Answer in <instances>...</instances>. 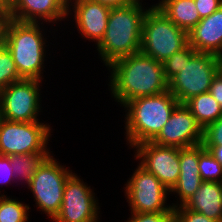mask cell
<instances>
[{"instance_id": "1", "label": "cell", "mask_w": 222, "mask_h": 222, "mask_svg": "<svg viewBox=\"0 0 222 222\" xmlns=\"http://www.w3.org/2000/svg\"><path fill=\"white\" fill-rule=\"evenodd\" d=\"M108 68L111 95L123 106L134 98L168 90L163 63L141 51L114 61Z\"/></svg>"}, {"instance_id": "2", "label": "cell", "mask_w": 222, "mask_h": 222, "mask_svg": "<svg viewBox=\"0 0 222 222\" xmlns=\"http://www.w3.org/2000/svg\"><path fill=\"white\" fill-rule=\"evenodd\" d=\"M149 9L142 8L140 0L111 8L105 35L97 45L106 67L120 58L140 52L143 21Z\"/></svg>"}, {"instance_id": "3", "label": "cell", "mask_w": 222, "mask_h": 222, "mask_svg": "<svg viewBox=\"0 0 222 222\" xmlns=\"http://www.w3.org/2000/svg\"><path fill=\"white\" fill-rule=\"evenodd\" d=\"M179 101L169 91L134 98L124 107L127 143L133 148L142 142L152 141L169 120Z\"/></svg>"}, {"instance_id": "4", "label": "cell", "mask_w": 222, "mask_h": 222, "mask_svg": "<svg viewBox=\"0 0 222 222\" xmlns=\"http://www.w3.org/2000/svg\"><path fill=\"white\" fill-rule=\"evenodd\" d=\"M42 23L9 18L5 25L3 44L12 54L17 71L24 79H43L46 38L39 26Z\"/></svg>"}, {"instance_id": "5", "label": "cell", "mask_w": 222, "mask_h": 222, "mask_svg": "<svg viewBox=\"0 0 222 222\" xmlns=\"http://www.w3.org/2000/svg\"><path fill=\"white\" fill-rule=\"evenodd\" d=\"M187 44L188 33L152 5L144 17L140 51L163 63Z\"/></svg>"}, {"instance_id": "6", "label": "cell", "mask_w": 222, "mask_h": 222, "mask_svg": "<svg viewBox=\"0 0 222 222\" xmlns=\"http://www.w3.org/2000/svg\"><path fill=\"white\" fill-rule=\"evenodd\" d=\"M218 72L217 55L193 50L183 59L180 72L168 82V90L185 104L190 98L209 92Z\"/></svg>"}, {"instance_id": "7", "label": "cell", "mask_w": 222, "mask_h": 222, "mask_svg": "<svg viewBox=\"0 0 222 222\" xmlns=\"http://www.w3.org/2000/svg\"><path fill=\"white\" fill-rule=\"evenodd\" d=\"M72 170L64 168L50 155L31 179L30 191L38 208L52 220L58 215L63 202L65 183Z\"/></svg>"}, {"instance_id": "8", "label": "cell", "mask_w": 222, "mask_h": 222, "mask_svg": "<svg viewBox=\"0 0 222 222\" xmlns=\"http://www.w3.org/2000/svg\"><path fill=\"white\" fill-rule=\"evenodd\" d=\"M50 125L3 119L0 124V155L51 153L47 149Z\"/></svg>"}, {"instance_id": "9", "label": "cell", "mask_w": 222, "mask_h": 222, "mask_svg": "<svg viewBox=\"0 0 222 222\" xmlns=\"http://www.w3.org/2000/svg\"><path fill=\"white\" fill-rule=\"evenodd\" d=\"M125 185L131 213L174 212L165 204L170 191L140 164Z\"/></svg>"}, {"instance_id": "10", "label": "cell", "mask_w": 222, "mask_h": 222, "mask_svg": "<svg viewBox=\"0 0 222 222\" xmlns=\"http://www.w3.org/2000/svg\"><path fill=\"white\" fill-rule=\"evenodd\" d=\"M38 79H21L0 91L3 119L18 122L38 121L40 108V82Z\"/></svg>"}, {"instance_id": "11", "label": "cell", "mask_w": 222, "mask_h": 222, "mask_svg": "<svg viewBox=\"0 0 222 222\" xmlns=\"http://www.w3.org/2000/svg\"><path fill=\"white\" fill-rule=\"evenodd\" d=\"M63 202L55 222H97L98 202L82 179L73 173L66 181Z\"/></svg>"}, {"instance_id": "12", "label": "cell", "mask_w": 222, "mask_h": 222, "mask_svg": "<svg viewBox=\"0 0 222 222\" xmlns=\"http://www.w3.org/2000/svg\"><path fill=\"white\" fill-rule=\"evenodd\" d=\"M134 148L136 159H141L140 165L170 191L180 174V148L160 146L152 141L142 142Z\"/></svg>"}, {"instance_id": "13", "label": "cell", "mask_w": 222, "mask_h": 222, "mask_svg": "<svg viewBox=\"0 0 222 222\" xmlns=\"http://www.w3.org/2000/svg\"><path fill=\"white\" fill-rule=\"evenodd\" d=\"M152 142L180 149L196 146L203 142V129L190 109L185 104L179 103Z\"/></svg>"}, {"instance_id": "14", "label": "cell", "mask_w": 222, "mask_h": 222, "mask_svg": "<svg viewBox=\"0 0 222 222\" xmlns=\"http://www.w3.org/2000/svg\"><path fill=\"white\" fill-rule=\"evenodd\" d=\"M73 1L69 2L68 10L70 11L68 13L71 12L70 7L72 6L78 31L83 37L98 45L105 35L111 8L92 0Z\"/></svg>"}, {"instance_id": "15", "label": "cell", "mask_w": 222, "mask_h": 222, "mask_svg": "<svg viewBox=\"0 0 222 222\" xmlns=\"http://www.w3.org/2000/svg\"><path fill=\"white\" fill-rule=\"evenodd\" d=\"M68 0H13L9 18L21 22H56L69 15Z\"/></svg>"}, {"instance_id": "16", "label": "cell", "mask_w": 222, "mask_h": 222, "mask_svg": "<svg viewBox=\"0 0 222 222\" xmlns=\"http://www.w3.org/2000/svg\"><path fill=\"white\" fill-rule=\"evenodd\" d=\"M188 43L197 52L217 56L222 52V6L188 32Z\"/></svg>"}, {"instance_id": "17", "label": "cell", "mask_w": 222, "mask_h": 222, "mask_svg": "<svg viewBox=\"0 0 222 222\" xmlns=\"http://www.w3.org/2000/svg\"><path fill=\"white\" fill-rule=\"evenodd\" d=\"M182 206L222 222V182L203 181L199 189Z\"/></svg>"}, {"instance_id": "18", "label": "cell", "mask_w": 222, "mask_h": 222, "mask_svg": "<svg viewBox=\"0 0 222 222\" xmlns=\"http://www.w3.org/2000/svg\"><path fill=\"white\" fill-rule=\"evenodd\" d=\"M155 6L187 33L201 20L194 0H162Z\"/></svg>"}, {"instance_id": "19", "label": "cell", "mask_w": 222, "mask_h": 222, "mask_svg": "<svg viewBox=\"0 0 222 222\" xmlns=\"http://www.w3.org/2000/svg\"><path fill=\"white\" fill-rule=\"evenodd\" d=\"M185 105L203 130L222 116V107L210 92L190 98Z\"/></svg>"}, {"instance_id": "20", "label": "cell", "mask_w": 222, "mask_h": 222, "mask_svg": "<svg viewBox=\"0 0 222 222\" xmlns=\"http://www.w3.org/2000/svg\"><path fill=\"white\" fill-rule=\"evenodd\" d=\"M50 155V153L10 155L11 167L15 178L25 180V183L29 186L35 172Z\"/></svg>"}, {"instance_id": "21", "label": "cell", "mask_w": 222, "mask_h": 222, "mask_svg": "<svg viewBox=\"0 0 222 222\" xmlns=\"http://www.w3.org/2000/svg\"><path fill=\"white\" fill-rule=\"evenodd\" d=\"M29 209L19 200L0 195V222H27Z\"/></svg>"}, {"instance_id": "22", "label": "cell", "mask_w": 222, "mask_h": 222, "mask_svg": "<svg viewBox=\"0 0 222 222\" xmlns=\"http://www.w3.org/2000/svg\"><path fill=\"white\" fill-rule=\"evenodd\" d=\"M199 174L202 181L222 182V166L203 144H199Z\"/></svg>"}, {"instance_id": "23", "label": "cell", "mask_w": 222, "mask_h": 222, "mask_svg": "<svg viewBox=\"0 0 222 222\" xmlns=\"http://www.w3.org/2000/svg\"><path fill=\"white\" fill-rule=\"evenodd\" d=\"M23 79L16 68L12 54L3 44L0 46V91L13 82Z\"/></svg>"}, {"instance_id": "24", "label": "cell", "mask_w": 222, "mask_h": 222, "mask_svg": "<svg viewBox=\"0 0 222 222\" xmlns=\"http://www.w3.org/2000/svg\"><path fill=\"white\" fill-rule=\"evenodd\" d=\"M202 182L200 175H179L177 183L170 192L178 194L180 204L172 203V207L183 205L199 189Z\"/></svg>"}, {"instance_id": "25", "label": "cell", "mask_w": 222, "mask_h": 222, "mask_svg": "<svg viewBox=\"0 0 222 222\" xmlns=\"http://www.w3.org/2000/svg\"><path fill=\"white\" fill-rule=\"evenodd\" d=\"M199 174V145L180 149V174Z\"/></svg>"}, {"instance_id": "26", "label": "cell", "mask_w": 222, "mask_h": 222, "mask_svg": "<svg viewBox=\"0 0 222 222\" xmlns=\"http://www.w3.org/2000/svg\"><path fill=\"white\" fill-rule=\"evenodd\" d=\"M193 50L194 48L188 43L184 48L177 53H174L163 62L164 75L168 82L180 72V69L183 66V59L186 58Z\"/></svg>"}, {"instance_id": "27", "label": "cell", "mask_w": 222, "mask_h": 222, "mask_svg": "<svg viewBox=\"0 0 222 222\" xmlns=\"http://www.w3.org/2000/svg\"><path fill=\"white\" fill-rule=\"evenodd\" d=\"M204 146H222V116L203 130Z\"/></svg>"}, {"instance_id": "28", "label": "cell", "mask_w": 222, "mask_h": 222, "mask_svg": "<svg viewBox=\"0 0 222 222\" xmlns=\"http://www.w3.org/2000/svg\"><path fill=\"white\" fill-rule=\"evenodd\" d=\"M173 211L174 222H217L201 213L184 208L182 205L179 207H174Z\"/></svg>"}, {"instance_id": "29", "label": "cell", "mask_w": 222, "mask_h": 222, "mask_svg": "<svg viewBox=\"0 0 222 222\" xmlns=\"http://www.w3.org/2000/svg\"><path fill=\"white\" fill-rule=\"evenodd\" d=\"M126 222H174V212L131 213Z\"/></svg>"}, {"instance_id": "30", "label": "cell", "mask_w": 222, "mask_h": 222, "mask_svg": "<svg viewBox=\"0 0 222 222\" xmlns=\"http://www.w3.org/2000/svg\"><path fill=\"white\" fill-rule=\"evenodd\" d=\"M200 18L207 17L222 6V0H194Z\"/></svg>"}, {"instance_id": "31", "label": "cell", "mask_w": 222, "mask_h": 222, "mask_svg": "<svg viewBox=\"0 0 222 222\" xmlns=\"http://www.w3.org/2000/svg\"><path fill=\"white\" fill-rule=\"evenodd\" d=\"M14 177L10 157L0 155V183H10L9 181H13Z\"/></svg>"}, {"instance_id": "32", "label": "cell", "mask_w": 222, "mask_h": 222, "mask_svg": "<svg viewBox=\"0 0 222 222\" xmlns=\"http://www.w3.org/2000/svg\"><path fill=\"white\" fill-rule=\"evenodd\" d=\"M209 92L222 107V73L220 71L214 77Z\"/></svg>"}, {"instance_id": "33", "label": "cell", "mask_w": 222, "mask_h": 222, "mask_svg": "<svg viewBox=\"0 0 222 222\" xmlns=\"http://www.w3.org/2000/svg\"><path fill=\"white\" fill-rule=\"evenodd\" d=\"M92 1L98 2L110 8H115L131 4L133 2H136L137 0H92Z\"/></svg>"}, {"instance_id": "34", "label": "cell", "mask_w": 222, "mask_h": 222, "mask_svg": "<svg viewBox=\"0 0 222 222\" xmlns=\"http://www.w3.org/2000/svg\"><path fill=\"white\" fill-rule=\"evenodd\" d=\"M9 19L7 11L0 9V46L3 45L4 42V31L5 25Z\"/></svg>"}, {"instance_id": "35", "label": "cell", "mask_w": 222, "mask_h": 222, "mask_svg": "<svg viewBox=\"0 0 222 222\" xmlns=\"http://www.w3.org/2000/svg\"><path fill=\"white\" fill-rule=\"evenodd\" d=\"M204 147L222 166V146H204Z\"/></svg>"}, {"instance_id": "36", "label": "cell", "mask_w": 222, "mask_h": 222, "mask_svg": "<svg viewBox=\"0 0 222 222\" xmlns=\"http://www.w3.org/2000/svg\"><path fill=\"white\" fill-rule=\"evenodd\" d=\"M13 0H0V9L8 11L12 5Z\"/></svg>"}, {"instance_id": "37", "label": "cell", "mask_w": 222, "mask_h": 222, "mask_svg": "<svg viewBox=\"0 0 222 222\" xmlns=\"http://www.w3.org/2000/svg\"><path fill=\"white\" fill-rule=\"evenodd\" d=\"M219 71L222 73V52L218 55Z\"/></svg>"}, {"instance_id": "38", "label": "cell", "mask_w": 222, "mask_h": 222, "mask_svg": "<svg viewBox=\"0 0 222 222\" xmlns=\"http://www.w3.org/2000/svg\"><path fill=\"white\" fill-rule=\"evenodd\" d=\"M2 120H3V114H2V111H1V105H0V124H1Z\"/></svg>"}]
</instances>
